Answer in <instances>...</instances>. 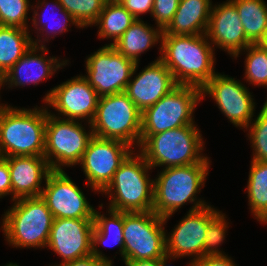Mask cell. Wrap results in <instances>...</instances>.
<instances>
[{"label": "cell", "mask_w": 267, "mask_h": 266, "mask_svg": "<svg viewBox=\"0 0 267 266\" xmlns=\"http://www.w3.org/2000/svg\"><path fill=\"white\" fill-rule=\"evenodd\" d=\"M160 60L172 73L177 85L202 88L215 72V47L203 35L162 34Z\"/></svg>", "instance_id": "1"}, {"label": "cell", "mask_w": 267, "mask_h": 266, "mask_svg": "<svg viewBox=\"0 0 267 266\" xmlns=\"http://www.w3.org/2000/svg\"><path fill=\"white\" fill-rule=\"evenodd\" d=\"M209 159L210 157H206L202 162L192 165L161 168L158 172L154 179L153 211L163 217L165 225L168 219L188 202L193 204L189 212L209 205L196 195L201 192L209 174Z\"/></svg>", "instance_id": "2"}, {"label": "cell", "mask_w": 267, "mask_h": 266, "mask_svg": "<svg viewBox=\"0 0 267 266\" xmlns=\"http://www.w3.org/2000/svg\"><path fill=\"white\" fill-rule=\"evenodd\" d=\"M0 106V155L44 156L47 107Z\"/></svg>", "instance_id": "3"}, {"label": "cell", "mask_w": 267, "mask_h": 266, "mask_svg": "<svg viewBox=\"0 0 267 266\" xmlns=\"http://www.w3.org/2000/svg\"><path fill=\"white\" fill-rule=\"evenodd\" d=\"M133 150L120 164L109 184L100 192L108 195V208L119 212L153 211L154 179L144 156Z\"/></svg>", "instance_id": "4"}, {"label": "cell", "mask_w": 267, "mask_h": 266, "mask_svg": "<svg viewBox=\"0 0 267 266\" xmlns=\"http://www.w3.org/2000/svg\"><path fill=\"white\" fill-rule=\"evenodd\" d=\"M197 124L170 129L153 135H141L139 152L152 169L171 168L202 162L207 156Z\"/></svg>", "instance_id": "5"}, {"label": "cell", "mask_w": 267, "mask_h": 266, "mask_svg": "<svg viewBox=\"0 0 267 266\" xmlns=\"http://www.w3.org/2000/svg\"><path fill=\"white\" fill-rule=\"evenodd\" d=\"M3 214L1 229L13 248L46 247L54 217L39 197H23L13 201Z\"/></svg>", "instance_id": "6"}, {"label": "cell", "mask_w": 267, "mask_h": 266, "mask_svg": "<svg viewBox=\"0 0 267 266\" xmlns=\"http://www.w3.org/2000/svg\"><path fill=\"white\" fill-rule=\"evenodd\" d=\"M142 112L125 92L101 96L91 128L93 135L140 146ZM137 144V145H136Z\"/></svg>", "instance_id": "7"}, {"label": "cell", "mask_w": 267, "mask_h": 266, "mask_svg": "<svg viewBox=\"0 0 267 266\" xmlns=\"http://www.w3.org/2000/svg\"><path fill=\"white\" fill-rule=\"evenodd\" d=\"M48 110L47 107L44 157L52 170H64L66 166L79 165L90 139L94 136L91 124H88L90 129L86 132L82 121L62 119Z\"/></svg>", "instance_id": "8"}, {"label": "cell", "mask_w": 267, "mask_h": 266, "mask_svg": "<svg viewBox=\"0 0 267 266\" xmlns=\"http://www.w3.org/2000/svg\"><path fill=\"white\" fill-rule=\"evenodd\" d=\"M201 100L200 88L177 85L157 103L142 112L141 135H153L196 124L193 113Z\"/></svg>", "instance_id": "9"}, {"label": "cell", "mask_w": 267, "mask_h": 266, "mask_svg": "<svg viewBox=\"0 0 267 266\" xmlns=\"http://www.w3.org/2000/svg\"><path fill=\"white\" fill-rule=\"evenodd\" d=\"M164 225L154 211L124 212V262L168 259Z\"/></svg>", "instance_id": "10"}, {"label": "cell", "mask_w": 267, "mask_h": 266, "mask_svg": "<svg viewBox=\"0 0 267 266\" xmlns=\"http://www.w3.org/2000/svg\"><path fill=\"white\" fill-rule=\"evenodd\" d=\"M136 62L105 45L88 55L84 77L101 97L124 92L132 77Z\"/></svg>", "instance_id": "11"}, {"label": "cell", "mask_w": 267, "mask_h": 266, "mask_svg": "<svg viewBox=\"0 0 267 266\" xmlns=\"http://www.w3.org/2000/svg\"><path fill=\"white\" fill-rule=\"evenodd\" d=\"M240 80L219 72L201 88L202 100L211 96L227 119L240 129H246L256 117L254 97Z\"/></svg>", "instance_id": "12"}, {"label": "cell", "mask_w": 267, "mask_h": 266, "mask_svg": "<svg viewBox=\"0 0 267 266\" xmlns=\"http://www.w3.org/2000/svg\"><path fill=\"white\" fill-rule=\"evenodd\" d=\"M132 151L133 148L125 142L93 136L79 162L87 186L100 193Z\"/></svg>", "instance_id": "13"}, {"label": "cell", "mask_w": 267, "mask_h": 266, "mask_svg": "<svg viewBox=\"0 0 267 266\" xmlns=\"http://www.w3.org/2000/svg\"><path fill=\"white\" fill-rule=\"evenodd\" d=\"M100 96L81 74L47 91L44 104L57 111L62 119L78 120L89 124L92 122Z\"/></svg>", "instance_id": "14"}, {"label": "cell", "mask_w": 267, "mask_h": 266, "mask_svg": "<svg viewBox=\"0 0 267 266\" xmlns=\"http://www.w3.org/2000/svg\"><path fill=\"white\" fill-rule=\"evenodd\" d=\"M40 197L55 218L93 219L95 210L64 170H52Z\"/></svg>", "instance_id": "15"}, {"label": "cell", "mask_w": 267, "mask_h": 266, "mask_svg": "<svg viewBox=\"0 0 267 266\" xmlns=\"http://www.w3.org/2000/svg\"><path fill=\"white\" fill-rule=\"evenodd\" d=\"M93 219L55 218L46 248L61 257L60 264L92 254Z\"/></svg>", "instance_id": "16"}, {"label": "cell", "mask_w": 267, "mask_h": 266, "mask_svg": "<svg viewBox=\"0 0 267 266\" xmlns=\"http://www.w3.org/2000/svg\"><path fill=\"white\" fill-rule=\"evenodd\" d=\"M208 227V206L187 212L184 218L165 235L166 255L172 261L190 257L188 266L204 257L205 232Z\"/></svg>", "instance_id": "17"}, {"label": "cell", "mask_w": 267, "mask_h": 266, "mask_svg": "<svg viewBox=\"0 0 267 266\" xmlns=\"http://www.w3.org/2000/svg\"><path fill=\"white\" fill-rule=\"evenodd\" d=\"M138 64L136 63L132 77L124 92L136 107L143 112L168 94L177 84L170 70L160 60V56L134 76L139 67Z\"/></svg>", "instance_id": "18"}, {"label": "cell", "mask_w": 267, "mask_h": 266, "mask_svg": "<svg viewBox=\"0 0 267 266\" xmlns=\"http://www.w3.org/2000/svg\"><path fill=\"white\" fill-rule=\"evenodd\" d=\"M205 35L214 47L234 57L251 45L247 40L235 5L227 0L213 5Z\"/></svg>", "instance_id": "19"}, {"label": "cell", "mask_w": 267, "mask_h": 266, "mask_svg": "<svg viewBox=\"0 0 267 266\" xmlns=\"http://www.w3.org/2000/svg\"><path fill=\"white\" fill-rule=\"evenodd\" d=\"M47 53L46 46L32 45L24 56L7 71L5 85H8V88L31 84L36 86L52 77L55 72L59 71L58 69L69 64V60L66 59L61 60L55 56L47 57Z\"/></svg>", "instance_id": "20"}, {"label": "cell", "mask_w": 267, "mask_h": 266, "mask_svg": "<svg viewBox=\"0 0 267 266\" xmlns=\"http://www.w3.org/2000/svg\"><path fill=\"white\" fill-rule=\"evenodd\" d=\"M9 166L12 201L23 197H39L49 173L52 171L44 156L4 157ZM42 184V185H41Z\"/></svg>", "instance_id": "21"}, {"label": "cell", "mask_w": 267, "mask_h": 266, "mask_svg": "<svg viewBox=\"0 0 267 266\" xmlns=\"http://www.w3.org/2000/svg\"><path fill=\"white\" fill-rule=\"evenodd\" d=\"M212 6V0H180L171 22L163 30L162 34H205Z\"/></svg>", "instance_id": "22"}, {"label": "cell", "mask_w": 267, "mask_h": 266, "mask_svg": "<svg viewBox=\"0 0 267 266\" xmlns=\"http://www.w3.org/2000/svg\"><path fill=\"white\" fill-rule=\"evenodd\" d=\"M108 218L106 214H101L95 210L94 214V229L92 231V255L102 260L104 263H114L113 259H109L98 247L104 246H117L119 253L124 261V238H123V223L124 212L114 211L107 209ZM110 241V243H109ZM100 244V245H99ZM99 245V246H98Z\"/></svg>", "instance_id": "23"}, {"label": "cell", "mask_w": 267, "mask_h": 266, "mask_svg": "<svg viewBox=\"0 0 267 266\" xmlns=\"http://www.w3.org/2000/svg\"><path fill=\"white\" fill-rule=\"evenodd\" d=\"M162 32L159 27L136 20L112 46L123 56L139 63L141 54L161 43Z\"/></svg>", "instance_id": "24"}, {"label": "cell", "mask_w": 267, "mask_h": 266, "mask_svg": "<svg viewBox=\"0 0 267 266\" xmlns=\"http://www.w3.org/2000/svg\"><path fill=\"white\" fill-rule=\"evenodd\" d=\"M236 7L247 40L263 44L267 38V4L264 0H230Z\"/></svg>", "instance_id": "25"}, {"label": "cell", "mask_w": 267, "mask_h": 266, "mask_svg": "<svg viewBox=\"0 0 267 266\" xmlns=\"http://www.w3.org/2000/svg\"><path fill=\"white\" fill-rule=\"evenodd\" d=\"M46 0H38L37 1V3H36V6H34V5H32V8H31V10L33 11V17H31L32 19V25L34 26V29H36L37 30V32L36 33H38L37 34V39H34V38H32V42H33V45H35V46H46L45 44V41H47V42H49L50 41V39L51 38H55L56 37V35H61V34H63V33H65V32H67V31H69L68 30V28H69V26L72 24V25H75L77 28H82L79 24H78V22L72 17V15L71 14H69L65 9H63V7L61 6V4L59 3V1L58 0H54V1H51V3H48V1H46ZM50 4V5H49ZM45 5V6H44ZM43 6L44 7H46V8H51L50 10L52 11V13L53 14H57L56 12H54L55 10H54V8L58 11V14L60 15V14H62L61 16H62V22L59 20V22H57V24L56 23H54L55 25H53V24H51V22H50V20L49 19H47V20H43V19H45L44 17L46 16V14L48 13V12H46V8H44L45 9V13L43 12V14L41 15V14H39L38 13V10L41 8V9H43ZM53 6H54V8H53ZM34 8H36V9H34ZM50 12V11H49ZM51 13V14H52ZM38 17V18H37ZM41 18V19H40ZM51 19V18H50ZM57 19V18H56ZM49 20V21H48ZM70 23V24H69ZM51 25V26H50ZM53 26H55V28L53 27ZM68 27V28H67ZM50 28V29H49ZM54 28V29H53ZM46 29H49V30H46ZM53 29V30H52ZM46 32V33H45ZM51 33V34H50ZM40 34V35H39ZM54 34V35H53ZM50 35H51V37H50ZM44 36H46V37H44ZM42 38V37H44V38H42V39H40V38ZM39 38V39H38ZM49 40V41H48ZM41 42V43H40Z\"/></svg>", "instance_id": "26"}, {"label": "cell", "mask_w": 267, "mask_h": 266, "mask_svg": "<svg viewBox=\"0 0 267 266\" xmlns=\"http://www.w3.org/2000/svg\"><path fill=\"white\" fill-rule=\"evenodd\" d=\"M136 21V18L117 0H107L93 26H98V39H111L113 45Z\"/></svg>", "instance_id": "27"}, {"label": "cell", "mask_w": 267, "mask_h": 266, "mask_svg": "<svg viewBox=\"0 0 267 266\" xmlns=\"http://www.w3.org/2000/svg\"><path fill=\"white\" fill-rule=\"evenodd\" d=\"M32 45L29 29L0 25V68L5 74Z\"/></svg>", "instance_id": "28"}, {"label": "cell", "mask_w": 267, "mask_h": 266, "mask_svg": "<svg viewBox=\"0 0 267 266\" xmlns=\"http://www.w3.org/2000/svg\"><path fill=\"white\" fill-rule=\"evenodd\" d=\"M248 177L249 209L257 221L267 224V162L252 160Z\"/></svg>", "instance_id": "29"}, {"label": "cell", "mask_w": 267, "mask_h": 266, "mask_svg": "<svg viewBox=\"0 0 267 266\" xmlns=\"http://www.w3.org/2000/svg\"><path fill=\"white\" fill-rule=\"evenodd\" d=\"M226 214L215 209L212 205H208V227L205 232L204 240V257L205 256H226L224 251H221L220 245L224 243L227 230L230 224L226 220Z\"/></svg>", "instance_id": "30"}, {"label": "cell", "mask_w": 267, "mask_h": 266, "mask_svg": "<svg viewBox=\"0 0 267 266\" xmlns=\"http://www.w3.org/2000/svg\"><path fill=\"white\" fill-rule=\"evenodd\" d=\"M246 52L245 77L246 83L267 87V48L263 44H251L233 58Z\"/></svg>", "instance_id": "31"}, {"label": "cell", "mask_w": 267, "mask_h": 266, "mask_svg": "<svg viewBox=\"0 0 267 266\" xmlns=\"http://www.w3.org/2000/svg\"><path fill=\"white\" fill-rule=\"evenodd\" d=\"M65 9L78 22L82 28H87L98 20L103 6L107 0H58Z\"/></svg>", "instance_id": "32"}, {"label": "cell", "mask_w": 267, "mask_h": 266, "mask_svg": "<svg viewBox=\"0 0 267 266\" xmlns=\"http://www.w3.org/2000/svg\"><path fill=\"white\" fill-rule=\"evenodd\" d=\"M253 148L252 160L267 162V104L264 103L257 117L246 128Z\"/></svg>", "instance_id": "33"}, {"label": "cell", "mask_w": 267, "mask_h": 266, "mask_svg": "<svg viewBox=\"0 0 267 266\" xmlns=\"http://www.w3.org/2000/svg\"><path fill=\"white\" fill-rule=\"evenodd\" d=\"M29 0H0V25L29 29Z\"/></svg>", "instance_id": "34"}, {"label": "cell", "mask_w": 267, "mask_h": 266, "mask_svg": "<svg viewBox=\"0 0 267 266\" xmlns=\"http://www.w3.org/2000/svg\"><path fill=\"white\" fill-rule=\"evenodd\" d=\"M180 0H154L151 17L162 31L171 22Z\"/></svg>", "instance_id": "35"}, {"label": "cell", "mask_w": 267, "mask_h": 266, "mask_svg": "<svg viewBox=\"0 0 267 266\" xmlns=\"http://www.w3.org/2000/svg\"><path fill=\"white\" fill-rule=\"evenodd\" d=\"M124 8H126L136 20H140V15L152 14L154 0H117Z\"/></svg>", "instance_id": "36"}, {"label": "cell", "mask_w": 267, "mask_h": 266, "mask_svg": "<svg viewBox=\"0 0 267 266\" xmlns=\"http://www.w3.org/2000/svg\"><path fill=\"white\" fill-rule=\"evenodd\" d=\"M12 196V185L8 162L4 157H0V198Z\"/></svg>", "instance_id": "37"}, {"label": "cell", "mask_w": 267, "mask_h": 266, "mask_svg": "<svg viewBox=\"0 0 267 266\" xmlns=\"http://www.w3.org/2000/svg\"><path fill=\"white\" fill-rule=\"evenodd\" d=\"M233 258L226 256H205L191 266H237L232 260Z\"/></svg>", "instance_id": "38"}, {"label": "cell", "mask_w": 267, "mask_h": 266, "mask_svg": "<svg viewBox=\"0 0 267 266\" xmlns=\"http://www.w3.org/2000/svg\"><path fill=\"white\" fill-rule=\"evenodd\" d=\"M103 263L104 262L102 260L91 254L84 258L76 259L63 264H56L53 266H101Z\"/></svg>", "instance_id": "39"}, {"label": "cell", "mask_w": 267, "mask_h": 266, "mask_svg": "<svg viewBox=\"0 0 267 266\" xmlns=\"http://www.w3.org/2000/svg\"><path fill=\"white\" fill-rule=\"evenodd\" d=\"M169 259H149V260H135L125 261V266H170L167 265Z\"/></svg>", "instance_id": "40"}, {"label": "cell", "mask_w": 267, "mask_h": 266, "mask_svg": "<svg viewBox=\"0 0 267 266\" xmlns=\"http://www.w3.org/2000/svg\"><path fill=\"white\" fill-rule=\"evenodd\" d=\"M5 78H6V74L5 72L0 68V89L1 87L5 86Z\"/></svg>", "instance_id": "41"}, {"label": "cell", "mask_w": 267, "mask_h": 266, "mask_svg": "<svg viewBox=\"0 0 267 266\" xmlns=\"http://www.w3.org/2000/svg\"><path fill=\"white\" fill-rule=\"evenodd\" d=\"M5 266H19L17 263H12V262H9V263H7V265H5Z\"/></svg>", "instance_id": "42"}, {"label": "cell", "mask_w": 267, "mask_h": 266, "mask_svg": "<svg viewBox=\"0 0 267 266\" xmlns=\"http://www.w3.org/2000/svg\"><path fill=\"white\" fill-rule=\"evenodd\" d=\"M101 266H114L112 263H103Z\"/></svg>", "instance_id": "43"}, {"label": "cell", "mask_w": 267, "mask_h": 266, "mask_svg": "<svg viewBox=\"0 0 267 266\" xmlns=\"http://www.w3.org/2000/svg\"><path fill=\"white\" fill-rule=\"evenodd\" d=\"M263 45L267 48V38H266L265 42L263 43Z\"/></svg>", "instance_id": "44"}]
</instances>
